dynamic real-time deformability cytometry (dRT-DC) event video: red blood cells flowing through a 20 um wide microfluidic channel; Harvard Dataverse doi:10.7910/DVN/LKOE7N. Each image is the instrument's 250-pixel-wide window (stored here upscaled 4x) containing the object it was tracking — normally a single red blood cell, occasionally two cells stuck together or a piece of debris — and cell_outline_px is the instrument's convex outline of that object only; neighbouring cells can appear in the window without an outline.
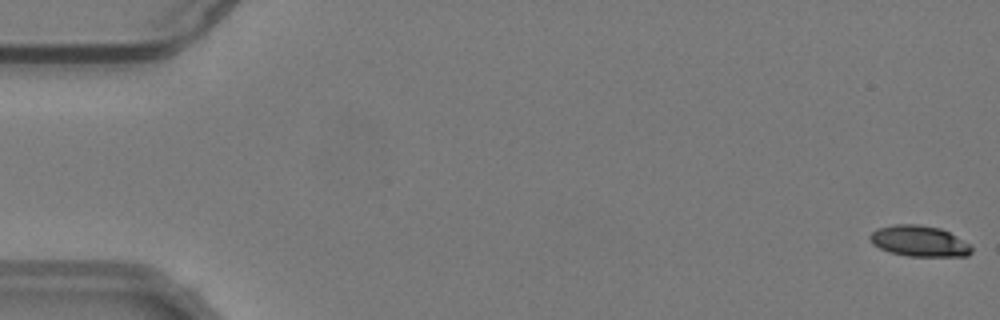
{"species": "common noctule bat (a hibernating species)", "species_latin": "Nyctalus noctula", "temperature_condition": "warm", "stored_images_in_passage": 55, "camera_frame_rate_fps": 3000, "um_per_image_px": 0.085, "animal": {"sex": "male", "body_mass_g": 19.2, "forearm_length_mm": 51.8}, "frame": {"image": 1, "passage_image": 1, "time_ms": 0.0, "image_size_px": [1000, 320], "cell_outline_px": [[972, 252], [968, 256], [908, 256], [888, 252], [872, 244], [868, 236], [876, 228], [896, 224], [916, 224], [940, 228], [948, 232], [968, 244], [972, 248]], "centroid_in_image_um": [78.08, 20.49], "position_along_channel_um": 6.9, "area_um2": 18.21}}
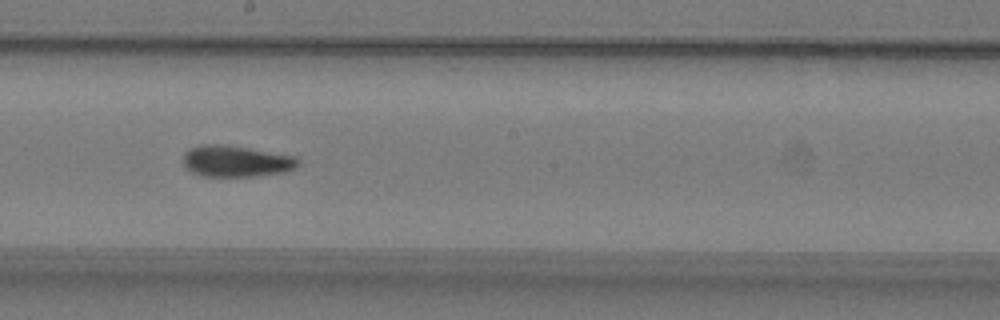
{"frame": {"image": 2, "passage_image": 31, "time_ms": 10.0, "image_size_px": [1000, 320], "cell_outline_px": [[300, 164], [296, 168], [284, 172], [256, 176], [204, 176], [192, 172], [184, 164], [184, 152], [188, 148], [200, 144], [216, 144], [248, 148], [296, 156], [300, 160]], "centroid_in_image_um": [20.09, 13.7], "position_along_channel_um": 228.1, "area_um2": 20.98}}
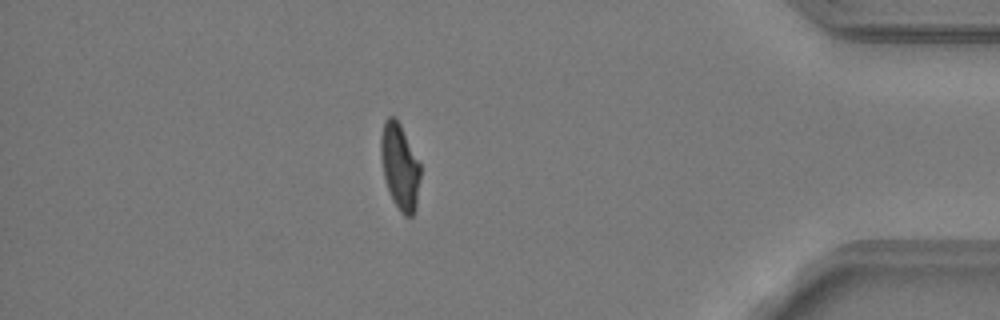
{"frame": {"image": 3, "passage_image": 48, "time_ms": 15.667, "image_size_px": [1000, 320], "cell_outline_px": [[420, 176], [416, 208], [412, 216], [404, 216], [400, 212], [392, 200], [384, 176], [380, 152], [380, 140], [384, 124], [388, 116], [392, 116], [400, 124], [420, 164]], "centroid_in_image_um": [33.98, 14.2], "position_along_channel_um": 401.2, "area_um2": 19.48}, "authors_computed_cell_mechanics": {"area_um2": 20.23, "velocity_mm_per_s": 3.7925, "shape_relaxation_time_tau1_ms": 7.4152, "shape_relaxation_time_tau2_ms": 2.6677, "deformation_change_tau1": 0.2132, "deformation_change_tau2": 0.0935}}